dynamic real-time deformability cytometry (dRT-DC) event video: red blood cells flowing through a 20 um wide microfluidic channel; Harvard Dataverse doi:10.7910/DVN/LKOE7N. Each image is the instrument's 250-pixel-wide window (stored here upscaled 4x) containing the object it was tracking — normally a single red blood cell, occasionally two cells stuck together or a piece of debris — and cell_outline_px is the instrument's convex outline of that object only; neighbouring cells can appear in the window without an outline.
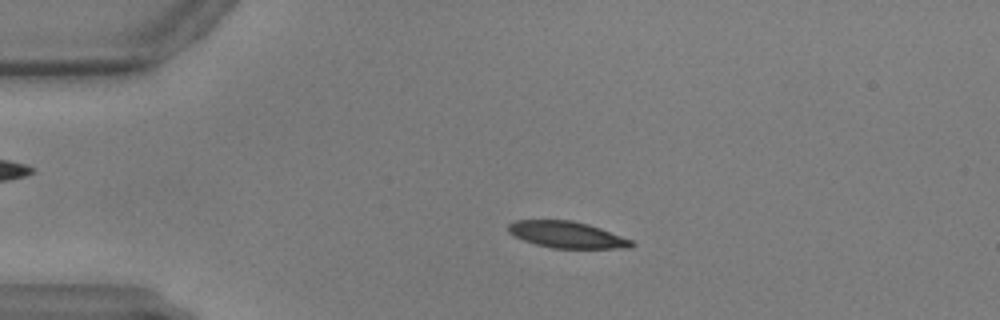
{"species": "common noctule bat (a hibernating species)", "species_latin": "Nyctalus noctula", "temperature_condition": "warm", "stored_images_in_passage": 57, "camera_frame_rate_fps": 3000, "um_per_image_px": 0.085, "animal": {"sex": "male", "body_mass_g": 17.9, "forearm_length_mm": 54.2}, "frame": {"image": 1, "passage_image": 12, "time_ms": 3.667, "image_size_px": [1000, 320], "cell_outline_px": [[636, 244], [632, 248], [552, 248], [536, 244], [524, 240], [508, 232], [508, 224], [516, 220], [572, 220], [588, 224], [600, 228], [632, 240]], "centroid_in_image_um": [48.21, 19.95], "position_along_channel_um": 36.8, "area_um2": 18.96}}
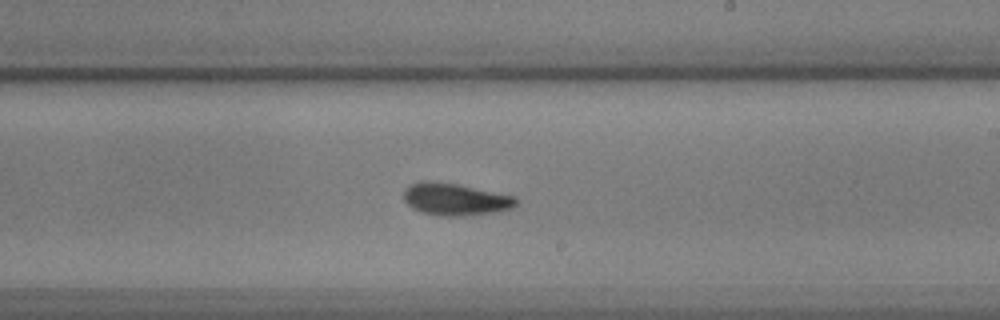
{"frame": {"image": 2, "passage_image": 34, "time_ms": 11.0, "image_size_px": [1000, 320], "cell_outline_px": [[516, 204], [512, 208], [496, 212], [464, 216], [440, 216], [420, 212], [412, 208], [404, 200], [404, 188], [420, 180], [432, 180], [456, 184], [516, 196]], "centroid_in_image_um": [38.67, 16.94], "position_along_channel_um": 250.3, "area_um2": 21.21}}
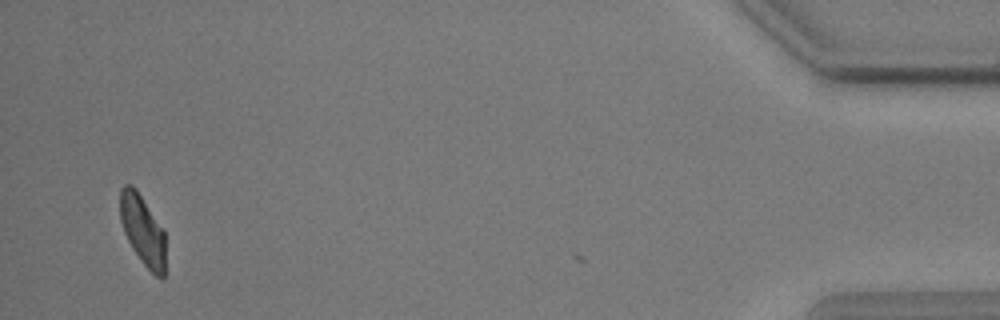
{"frame": {"image": 3, "passage_image": 56, "time_ms": 18.333, "image_size_px": [1000, 320], "cell_outline_px": [[164, 280], [160, 280], [144, 264], [132, 248], [124, 232], [120, 220], [120, 188], [124, 184], [132, 184], [136, 188], [164, 232]], "centroid_in_image_um": [12.1, 19.55], "position_along_channel_um": 423.1, "area_um2": 18.26}}